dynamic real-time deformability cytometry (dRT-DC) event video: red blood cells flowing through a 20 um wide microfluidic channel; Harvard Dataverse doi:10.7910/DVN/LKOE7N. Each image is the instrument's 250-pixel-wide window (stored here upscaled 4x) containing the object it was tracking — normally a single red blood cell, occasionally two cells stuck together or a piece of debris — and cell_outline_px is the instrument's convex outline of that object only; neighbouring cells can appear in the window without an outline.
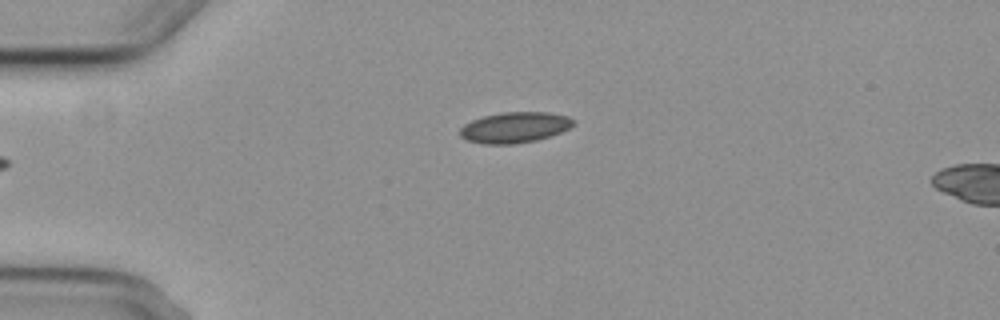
{"species": "common noctule bat (a hibernating species)", "species_latin": "Nyctalus noctula", "temperature_condition": "cold", "stored_images_in_passage": 2, "camera_frame_rate_fps": 3000, "um_per_image_px": 0.085, "animal": {"sex": "female", "body_mass_g": 29.2, "forearm_length_mm": 56.3}, "frame": {"image": 1, "passage_image": 1, "time_ms": 0.0, "image_size_px": [1000, 320], "cell_outline_px": [[576, 124], [560, 132], [536, 140], [512, 144], [484, 144], [468, 140], [460, 136], [460, 128], [464, 124], [472, 120], [484, 116], [500, 112], [548, 112], [568, 116], [576, 120]], "centroid_in_image_um": [43.76, 10.82], "position_along_channel_um": 41.2, "area_um2": 20.29}}